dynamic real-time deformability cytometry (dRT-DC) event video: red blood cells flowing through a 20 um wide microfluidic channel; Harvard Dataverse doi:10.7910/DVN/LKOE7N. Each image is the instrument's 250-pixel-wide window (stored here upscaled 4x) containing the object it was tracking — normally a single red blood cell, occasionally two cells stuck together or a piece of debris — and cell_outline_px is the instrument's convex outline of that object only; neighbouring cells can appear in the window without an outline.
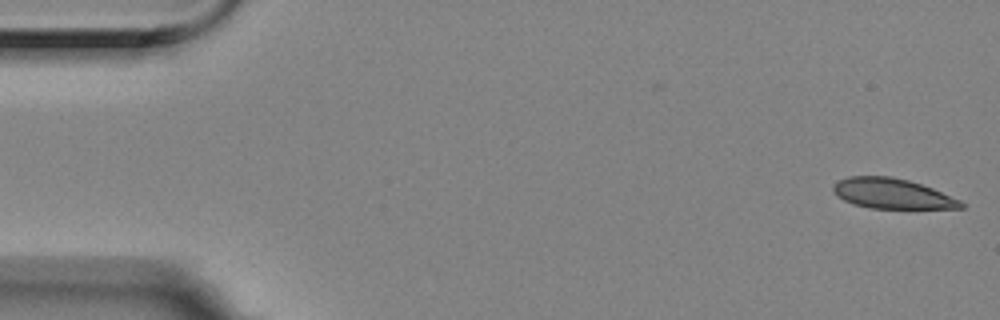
{"species": "Egyptian fruit bat (a non-hibernating species)", "species_latin": "Rousettus aegyptiacus", "temperature_condition": "room temperature", "stored_images_in_passage": 57, "camera_frame_rate_fps": 3000, "um_per_image_px": 0.085, "animal": {"sex": "female"}, "frame": {"image": 1, "passage_image": 1, "time_ms": 0.0, "image_size_px": [1000, 320], "cell_outline_px": [[964, 208], [868, 208], [852, 204], [844, 200], [832, 188], [832, 184], [836, 180], [848, 176], [892, 176], [908, 180], [932, 188], [960, 200], [964, 204]], "centroid_in_image_um": [75.79, 16.44], "position_along_channel_um": 9.2, "area_um2": 22.37}}
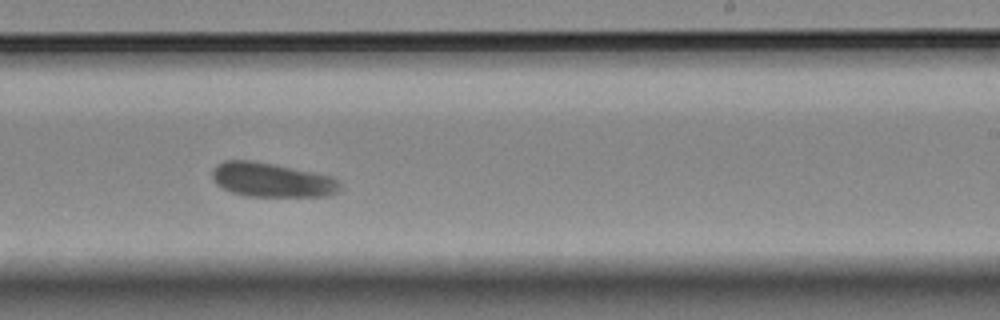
{"frame": {"image": 2, "passage_image": 34, "time_ms": 11.0, "image_size_px": [1000, 320], "cell_outline_px": [[340, 192], [328, 196], [244, 196], [232, 192], [216, 184], [212, 180], [212, 168], [216, 164], [224, 160], [248, 160], [272, 164], [332, 176], [340, 184]], "centroid_in_image_um": [23.07, 15.3], "position_along_channel_um": 265.9, "area_um2": 25.49}}
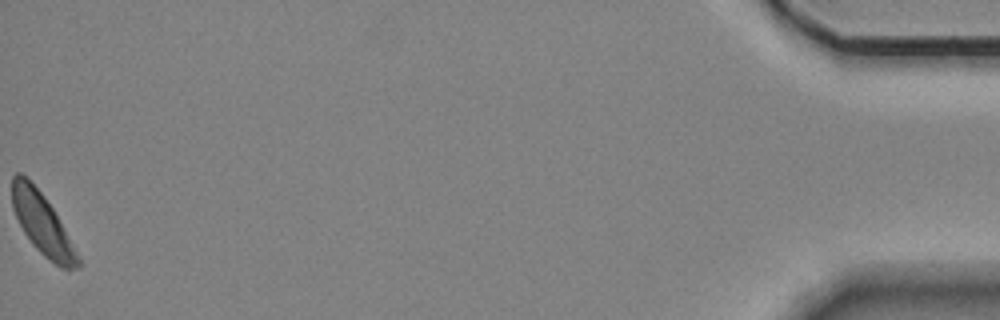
{"frame": {"image": 3, "passage_image": 57, "time_ms": 18.667, "image_size_px": [1000, 320], "cell_outline_px": [[80, 268], [60, 268], [44, 256], [32, 244], [24, 232], [12, 208], [12, 176], [16, 172], [20, 172], [44, 196], [52, 208], [72, 244], [80, 260]], "centroid_in_image_um": [3.56, 19.04], "position_along_channel_um": 431.6, "area_um2": 22.72}, "authors_computed_cell_mechanics": {"area_um2": 24.7962, "velocity_mm_per_s": 3.3858, "shape_relaxation_time_tau1_ms": 2.6073, "shape_relaxation_time_tau2_ms": null, "deformation_change_tau1": 0.0932, "deformation_change_tau2": null}}